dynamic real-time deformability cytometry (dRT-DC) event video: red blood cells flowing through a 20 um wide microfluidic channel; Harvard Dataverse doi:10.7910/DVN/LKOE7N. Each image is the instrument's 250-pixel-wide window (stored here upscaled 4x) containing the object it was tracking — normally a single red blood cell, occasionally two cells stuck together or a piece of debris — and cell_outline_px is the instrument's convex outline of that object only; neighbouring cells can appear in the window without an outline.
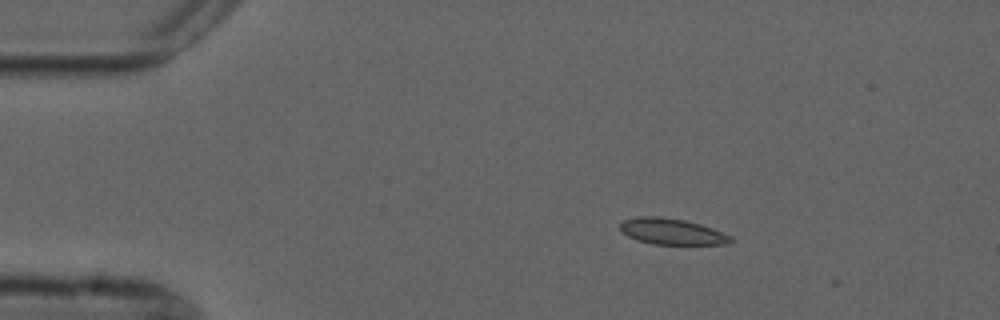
{"species": "common noctule bat (a hibernating species)", "species_latin": "Nyctalus noctula", "temperature_condition": "cold", "stored_images_in_passage": 4, "camera_frame_rate_fps": 3000, "um_per_image_px": 0.085, "animal": {"sex": "male", "forearm_length_mm": 52.5}, "frame": {"image": 1, "passage_image": 2, "time_ms": 2.0, "image_size_px": [1000, 320], "cell_outline_px": [[732, 240], [724, 244], [652, 244], [628, 236], [620, 228], [620, 224], [624, 220], [640, 216], [660, 216], [684, 220], [700, 224], [712, 228], [732, 236]], "centroid_in_image_um": [57.11, 19.67], "position_along_channel_um": 27.9, "area_um2": 16.53}}